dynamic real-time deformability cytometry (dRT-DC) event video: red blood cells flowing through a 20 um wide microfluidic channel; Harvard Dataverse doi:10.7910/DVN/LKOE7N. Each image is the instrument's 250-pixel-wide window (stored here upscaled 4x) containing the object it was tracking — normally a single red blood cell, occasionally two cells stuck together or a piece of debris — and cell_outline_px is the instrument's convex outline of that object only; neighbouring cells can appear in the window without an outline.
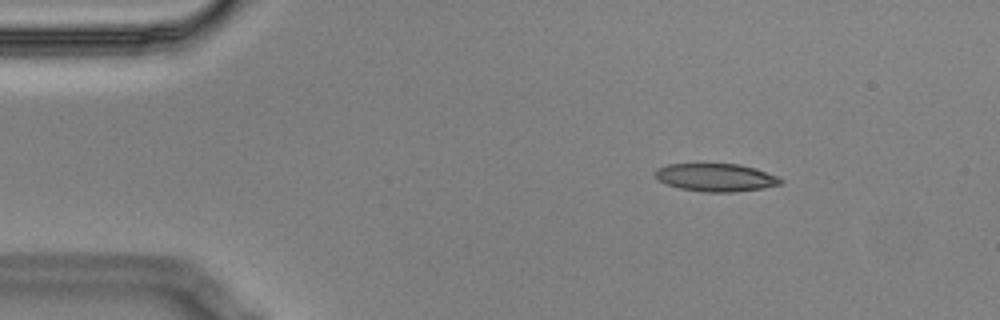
{"species": "Egyptian fruit bat (a non-hibernating species)", "species_latin": "Rousettus aegyptiacus", "temperature_condition": "cold", "stored_images_in_passage": 4, "camera_frame_rate_fps": 3000, "um_per_image_px": 0.085, "animal": {"sex": "male"}, "frame": {"image": 1, "passage_image": 1, "time_ms": 0.0, "image_size_px": [1000, 320], "cell_outline_px": [[784, 180], [780, 184], [764, 188], [732, 192], [704, 192], [680, 188], [668, 184], [660, 180], [656, 176], [656, 168], [668, 164], [740, 164], [776, 176]], "centroid_in_image_um": [60.84, 15.09], "position_along_channel_um": 24.2, "area_um2": 20.06}}